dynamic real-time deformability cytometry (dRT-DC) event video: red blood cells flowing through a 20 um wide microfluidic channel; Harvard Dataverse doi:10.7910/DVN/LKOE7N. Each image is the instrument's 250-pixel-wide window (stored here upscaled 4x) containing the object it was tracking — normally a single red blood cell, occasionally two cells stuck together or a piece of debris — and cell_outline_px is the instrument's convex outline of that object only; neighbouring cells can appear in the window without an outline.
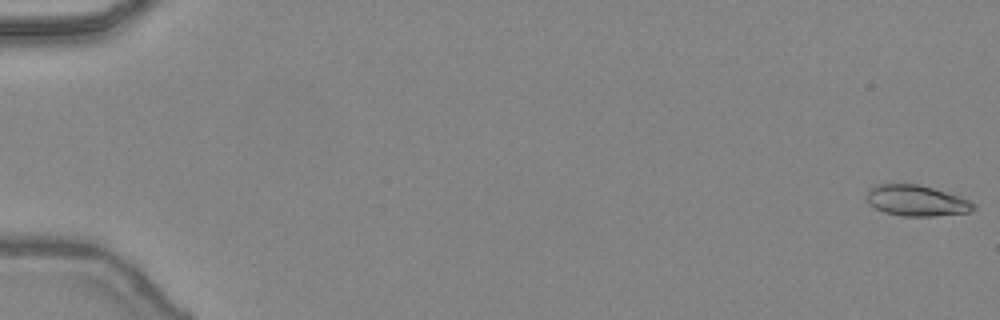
{"species": "common noctule bat (a hibernating species)", "species_latin": "Nyctalus noctula", "temperature_condition": "warm", "stored_images_in_passage": 17, "camera_frame_rate_fps": 3000, "um_per_image_px": 0.085, "animal": {"sex": "female", "body_mass_g": 24.6, "forearm_length_mm": 56.2}, "frame": {"image": 1, "passage_image": 1, "time_ms": 0.0, "image_size_px": [1000, 320], "cell_outline_px": [[976, 208], [968, 212], [932, 216], [900, 216], [884, 212], [868, 204], [864, 200], [864, 196], [876, 184], [916, 184], [932, 188], [960, 196], [976, 204]], "centroid_in_image_um": [77.86, 17.06], "position_along_channel_um": 7.1, "area_um2": 19.25}}
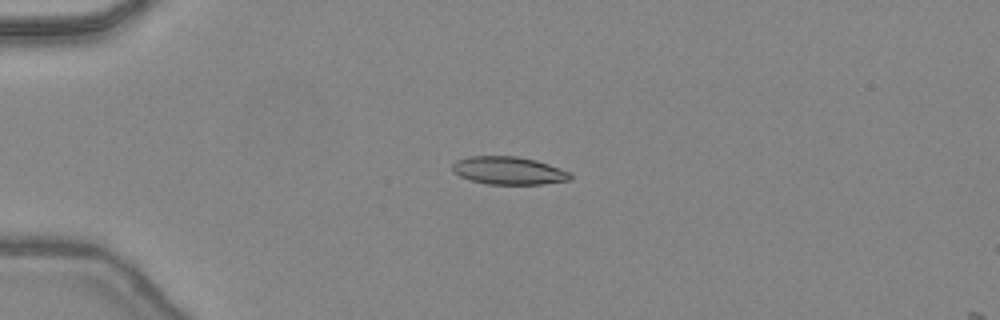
{"frame": {"image": 2, "passage_image": 13, "time_ms": 4.0, "image_size_px": [1000, 320], "cell_outline_px": [[572, 176], [568, 180], [540, 184], [488, 184], [472, 180], [460, 176], [452, 172], [452, 164], [456, 160], [468, 156], [516, 156], [536, 160], [560, 168], [568, 172]], "centroid_in_image_um": [43.18, 14.49], "position_along_channel_um": 41.8, "area_um2": 19.02}}